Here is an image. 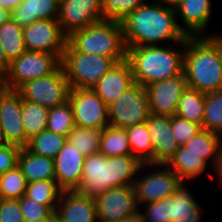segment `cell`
<instances>
[{"label": "cell", "instance_id": "obj_22", "mask_svg": "<svg viewBox=\"0 0 222 222\" xmlns=\"http://www.w3.org/2000/svg\"><path fill=\"white\" fill-rule=\"evenodd\" d=\"M134 84L131 66L127 60L116 63L92 87V90L109 106Z\"/></svg>", "mask_w": 222, "mask_h": 222}, {"label": "cell", "instance_id": "obj_35", "mask_svg": "<svg viewBox=\"0 0 222 222\" xmlns=\"http://www.w3.org/2000/svg\"><path fill=\"white\" fill-rule=\"evenodd\" d=\"M202 129L222 135V90L205 93Z\"/></svg>", "mask_w": 222, "mask_h": 222}, {"label": "cell", "instance_id": "obj_31", "mask_svg": "<svg viewBox=\"0 0 222 222\" xmlns=\"http://www.w3.org/2000/svg\"><path fill=\"white\" fill-rule=\"evenodd\" d=\"M0 43L9 63L17 59L26 51L23 27L10 18L0 26Z\"/></svg>", "mask_w": 222, "mask_h": 222}, {"label": "cell", "instance_id": "obj_50", "mask_svg": "<svg viewBox=\"0 0 222 222\" xmlns=\"http://www.w3.org/2000/svg\"><path fill=\"white\" fill-rule=\"evenodd\" d=\"M118 222H141V217L139 212L137 214H134L130 217L124 218Z\"/></svg>", "mask_w": 222, "mask_h": 222}, {"label": "cell", "instance_id": "obj_5", "mask_svg": "<svg viewBox=\"0 0 222 222\" xmlns=\"http://www.w3.org/2000/svg\"><path fill=\"white\" fill-rule=\"evenodd\" d=\"M67 43L76 52L110 57L117 63L126 60L127 49L122 25L118 21L101 20L91 24L73 32L67 37Z\"/></svg>", "mask_w": 222, "mask_h": 222}, {"label": "cell", "instance_id": "obj_33", "mask_svg": "<svg viewBox=\"0 0 222 222\" xmlns=\"http://www.w3.org/2000/svg\"><path fill=\"white\" fill-rule=\"evenodd\" d=\"M62 192L56 180H39L27 183L25 196L46 206H57Z\"/></svg>", "mask_w": 222, "mask_h": 222}, {"label": "cell", "instance_id": "obj_48", "mask_svg": "<svg viewBox=\"0 0 222 222\" xmlns=\"http://www.w3.org/2000/svg\"><path fill=\"white\" fill-rule=\"evenodd\" d=\"M10 15L11 12L9 10H6L0 6V26L11 18Z\"/></svg>", "mask_w": 222, "mask_h": 222}, {"label": "cell", "instance_id": "obj_51", "mask_svg": "<svg viewBox=\"0 0 222 222\" xmlns=\"http://www.w3.org/2000/svg\"><path fill=\"white\" fill-rule=\"evenodd\" d=\"M36 222H57L56 214L54 213L50 218H46Z\"/></svg>", "mask_w": 222, "mask_h": 222}, {"label": "cell", "instance_id": "obj_17", "mask_svg": "<svg viewBox=\"0 0 222 222\" xmlns=\"http://www.w3.org/2000/svg\"><path fill=\"white\" fill-rule=\"evenodd\" d=\"M212 0H183L176 8V19L186 37L208 36L212 20ZM181 21V22H179Z\"/></svg>", "mask_w": 222, "mask_h": 222}, {"label": "cell", "instance_id": "obj_11", "mask_svg": "<svg viewBox=\"0 0 222 222\" xmlns=\"http://www.w3.org/2000/svg\"><path fill=\"white\" fill-rule=\"evenodd\" d=\"M61 65V59L51 53L25 51L11 61L7 68L9 90L17 91L26 82L53 73Z\"/></svg>", "mask_w": 222, "mask_h": 222}, {"label": "cell", "instance_id": "obj_37", "mask_svg": "<svg viewBox=\"0 0 222 222\" xmlns=\"http://www.w3.org/2000/svg\"><path fill=\"white\" fill-rule=\"evenodd\" d=\"M26 188V178L18 165L0 176V199H20Z\"/></svg>", "mask_w": 222, "mask_h": 222}, {"label": "cell", "instance_id": "obj_44", "mask_svg": "<svg viewBox=\"0 0 222 222\" xmlns=\"http://www.w3.org/2000/svg\"><path fill=\"white\" fill-rule=\"evenodd\" d=\"M214 33L206 36L218 49V52L220 54L221 62H222V33L213 31Z\"/></svg>", "mask_w": 222, "mask_h": 222}, {"label": "cell", "instance_id": "obj_25", "mask_svg": "<svg viewBox=\"0 0 222 222\" xmlns=\"http://www.w3.org/2000/svg\"><path fill=\"white\" fill-rule=\"evenodd\" d=\"M18 167L27 183L39 180H55L54 159L36 155L21 148L18 156Z\"/></svg>", "mask_w": 222, "mask_h": 222}, {"label": "cell", "instance_id": "obj_14", "mask_svg": "<svg viewBox=\"0 0 222 222\" xmlns=\"http://www.w3.org/2000/svg\"><path fill=\"white\" fill-rule=\"evenodd\" d=\"M57 20L63 34L68 37L103 20L102 0H61Z\"/></svg>", "mask_w": 222, "mask_h": 222}, {"label": "cell", "instance_id": "obj_38", "mask_svg": "<svg viewBox=\"0 0 222 222\" xmlns=\"http://www.w3.org/2000/svg\"><path fill=\"white\" fill-rule=\"evenodd\" d=\"M147 0H102L103 20L121 22Z\"/></svg>", "mask_w": 222, "mask_h": 222}, {"label": "cell", "instance_id": "obj_43", "mask_svg": "<svg viewBox=\"0 0 222 222\" xmlns=\"http://www.w3.org/2000/svg\"><path fill=\"white\" fill-rule=\"evenodd\" d=\"M214 173H215V178H217L216 182L218 184V187L222 188V144L218 152V159L216 166L213 168V174Z\"/></svg>", "mask_w": 222, "mask_h": 222}, {"label": "cell", "instance_id": "obj_18", "mask_svg": "<svg viewBox=\"0 0 222 222\" xmlns=\"http://www.w3.org/2000/svg\"><path fill=\"white\" fill-rule=\"evenodd\" d=\"M0 129L5 144L26 147V134L22 119V97L9 90L1 100Z\"/></svg>", "mask_w": 222, "mask_h": 222}, {"label": "cell", "instance_id": "obj_46", "mask_svg": "<svg viewBox=\"0 0 222 222\" xmlns=\"http://www.w3.org/2000/svg\"><path fill=\"white\" fill-rule=\"evenodd\" d=\"M8 91L7 72L4 68L0 67V93H7Z\"/></svg>", "mask_w": 222, "mask_h": 222}, {"label": "cell", "instance_id": "obj_15", "mask_svg": "<svg viewBox=\"0 0 222 222\" xmlns=\"http://www.w3.org/2000/svg\"><path fill=\"white\" fill-rule=\"evenodd\" d=\"M94 199L98 222H118L139 210L133 185L108 189Z\"/></svg>", "mask_w": 222, "mask_h": 222}, {"label": "cell", "instance_id": "obj_10", "mask_svg": "<svg viewBox=\"0 0 222 222\" xmlns=\"http://www.w3.org/2000/svg\"><path fill=\"white\" fill-rule=\"evenodd\" d=\"M109 125L127 128L144 123L150 116L146 88L134 83L108 106Z\"/></svg>", "mask_w": 222, "mask_h": 222}, {"label": "cell", "instance_id": "obj_16", "mask_svg": "<svg viewBox=\"0 0 222 222\" xmlns=\"http://www.w3.org/2000/svg\"><path fill=\"white\" fill-rule=\"evenodd\" d=\"M187 87L183 72L176 77L146 86L150 113L161 116L176 115L179 99Z\"/></svg>", "mask_w": 222, "mask_h": 222}, {"label": "cell", "instance_id": "obj_41", "mask_svg": "<svg viewBox=\"0 0 222 222\" xmlns=\"http://www.w3.org/2000/svg\"><path fill=\"white\" fill-rule=\"evenodd\" d=\"M0 222H24L18 199H0Z\"/></svg>", "mask_w": 222, "mask_h": 222}, {"label": "cell", "instance_id": "obj_12", "mask_svg": "<svg viewBox=\"0 0 222 222\" xmlns=\"http://www.w3.org/2000/svg\"><path fill=\"white\" fill-rule=\"evenodd\" d=\"M68 101L72 107L75 126L104 129L109 125V110L92 88L70 90Z\"/></svg>", "mask_w": 222, "mask_h": 222}, {"label": "cell", "instance_id": "obj_9", "mask_svg": "<svg viewBox=\"0 0 222 222\" xmlns=\"http://www.w3.org/2000/svg\"><path fill=\"white\" fill-rule=\"evenodd\" d=\"M70 90V84L60 65L53 73L26 82L17 92L22 99L50 109L67 102Z\"/></svg>", "mask_w": 222, "mask_h": 222}, {"label": "cell", "instance_id": "obj_39", "mask_svg": "<svg viewBox=\"0 0 222 222\" xmlns=\"http://www.w3.org/2000/svg\"><path fill=\"white\" fill-rule=\"evenodd\" d=\"M18 200L21 212L24 216V222H36L50 218L55 213V209L57 207L40 204L25 195Z\"/></svg>", "mask_w": 222, "mask_h": 222}, {"label": "cell", "instance_id": "obj_45", "mask_svg": "<svg viewBox=\"0 0 222 222\" xmlns=\"http://www.w3.org/2000/svg\"><path fill=\"white\" fill-rule=\"evenodd\" d=\"M24 0H0V6L10 12L18 7Z\"/></svg>", "mask_w": 222, "mask_h": 222}, {"label": "cell", "instance_id": "obj_8", "mask_svg": "<svg viewBox=\"0 0 222 222\" xmlns=\"http://www.w3.org/2000/svg\"><path fill=\"white\" fill-rule=\"evenodd\" d=\"M182 182L166 164L143 163L133 184L138 207L173 195Z\"/></svg>", "mask_w": 222, "mask_h": 222}, {"label": "cell", "instance_id": "obj_19", "mask_svg": "<svg viewBox=\"0 0 222 222\" xmlns=\"http://www.w3.org/2000/svg\"><path fill=\"white\" fill-rule=\"evenodd\" d=\"M85 155L68 140L54 158L55 180L63 191L76 190L82 178Z\"/></svg>", "mask_w": 222, "mask_h": 222}, {"label": "cell", "instance_id": "obj_30", "mask_svg": "<svg viewBox=\"0 0 222 222\" xmlns=\"http://www.w3.org/2000/svg\"><path fill=\"white\" fill-rule=\"evenodd\" d=\"M49 108L22 99V119L28 141L47 128Z\"/></svg>", "mask_w": 222, "mask_h": 222}, {"label": "cell", "instance_id": "obj_13", "mask_svg": "<svg viewBox=\"0 0 222 222\" xmlns=\"http://www.w3.org/2000/svg\"><path fill=\"white\" fill-rule=\"evenodd\" d=\"M23 39L27 51L51 53L60 59L67 43L57 19L37 20L23 27Z\"/></svg>", "mask_w": 222, "mask_h": 222}, {"label": "cell", "instance_id": "obj_4", "mask_svg": "<svg viewBox=\"0 0 222 222\" xmlns=\"http://www.w3.org/2000/svg\"><path fill=\"white\" fill-rule=\"evenodd\" d=\"M183 73L190 88L203 93L222 90L220 54L206 36L186 37Z\"/></svg>", "mask_w": 222, "mask_h": 222}, {"label": "cell", "instance_id": "obj_20", "mask_svg": "<svg viewBox=\"0 0 222 222\" xmlns=\"http://www.w3.org/2000/svg\"><path fill=\"white\" fill-rule=\"evenodd\" d=\"M57 222H98L95 199L63 191L55 209Z\"/></svg>", "mask_w": 222, "mask_h": 222}, {"label": "cell", "instance_id": "obj_34", "mask_svg": "<svg viewBox=\"0 0 222 222\" xmlns=\"http://www.w3.org/2000/svg\"><path fill=\"white\" fill-rule=\"evenodd\" d=\"M102 130L103 129L74 126V128L69 133L67 140L73 144L83 155H92L99 152Z\"/></svg>", "mask_w": 222, "mask_h": 222}, {"label": "cell", "instance_id": "obj_3", "mask_svg": "<svg viewBox=\"0 0 222 222\" xmlns=\"http://www.w3.org/2000/svg\"><path fill=\"white\" fill-rule=\"evenodd\" d=\"M175 44V45H174ZM185 42L127 48L134 83L144 87L183 72Z\"/></svg>", "mask_w": 222, "mask_h": 222}, {"label": "cell", "instance_id": "obj_49", "mask_svg": "<svg viewBox=\"0 0 222 222\" xmlns=\"http://www.w3.org/2000/svg\"><path fill=\"white\" fill-rule=\"evenodd\" d=\"M8 66H9V62L6 59L4 50L0 43V67L4 68L7 71Z\"/></svg>", "mask_w": 222, "mask_h": 222}, {"label": "cell", "instance_id": "obj_26", "mask_svg": "<svg viewBox=\"0 0 222 222\" xmlns=\"http://www.w3.org/2000/svg\"><path fill=\"white\" fill-rule=\"evenodd\" d=\"M221 144L222 135L201 129L183 146L189 149V152L199 154L214 168L217 163Z\"/></svg>", "mask_w": 222, "mask_h": 222}, {"label": "cell", "instance_id": "obj_1", "mask_svg": "<svg viewBox=\"0 0 222 222\" xmlns=\"http://www.w3.org/2000/svg\"><path fill=\"white\" fill-rule=\"evenodd\" d=\"M150 1L121 21L126 49L185 42L186 35L178 26L175 9Z\"/></svg>", "mask_w": 222, "mask_h": 222}, {"label": "cell", "instance_id": "obj_40", "mask_svg": "<svg viewBox=\"0 0 222 222\" xmlns=\"http://www.w3.org/2000/svg\"><path fill=\"white\" fill-rule=\"evenodd\" d=\"M172 134L179 146H183L194 137L202 127L177 115L171 116Z\"/></svg>", "mask_w": 222, "mask_h": 222}, {"label": "cell", "instance_id": "obj_7", "mask_svg": "<svg viewBox=\"0 0 222 222\" xmlns=\"http://www.w3.org/2000/svg\"><path fill=\"white\" fill-rule=\"evenodd\" d=\"M117 62L98 54L76 52L68 43L61 59L70 88H92Z\"/></svg>", "mask_w": 222, "mask_h": 222}, {"label": "cell", "instance_id": "obj_53", "mask_svg": "<svg viewBox=\"0 0 222 222\" xmlns=\"http://www.w3.org/2000/svg\"><path fill=\"white\" fill-rule=\"evenodd\" d=\"M6 93H0V108H1V100H2V97L5 95Z\"/></svg>", "mask_w": 222, "mask_h": 222}, {"label": "cell", "instance_id": "obj_52", "mask_svg": "<svg viewBox=\"0 0 222 222\" xmlns=\"http://www.w3.org/2000/svg\"><path fill=\"white\" fill-rule=\"evenodd\" d=\"M5 142L3 140V137H2V133H1V129H0V146L4 145Z\"/></svg>", "mask_w": 222, "mask_h": 222}, {"label": "cell", "instance_id": "obj_23", "mask_svg": "<svg viewBox=\"0 0 222 222\" xmlns=\"http://www.w3.org/2000/svg\"><path fill=\"white\" fill-rule=\"evenodd\" d=\"M166 165L183 181L189 182L200 179L206 175L211 179L214 178L213 167L199 154L189 152L184 146H179L176 153L170 158ZM212 168V169H211Z\"/></svg>", "mask_w": 222, "mask_h": 222}, {"label": "cell", "instance_id": "obj_2", "mask_svg": "<svg viewBox=\"0 0 222 222\" xmlns=\"http://www.w3.org/2000/svg\"><path fill=\"white\" fill-rule=\"evenodd\" d=\"M142 162L132 155L106 157L100 152L85 156L80 195L96 198L106 190L133 185Z\"/></svg>", "mask_w": 222, "mask_h": 222}, {"label": "cell", "instance_id": "obj_47", "mask_svg": "<svg viewBox=\"0 0 222 222\" xmlns=\"http://www.w3.org/2000/svg\"><path fill=\"white\" fill-rule=\"evenodd\" d=\"M167 7L175 9L183 0H155Z\"/></svg>", "mask_w": 222, "mask_h": 222}, {"label": "cell", "instance_id": "obj_28", "mask_svg": "<svg viewBox=\"0 0 222 222\" xmlns=\"http://www.w3.org/2000/svg\"><path fill=\"white\" fill-rule=\"evenodd\" d=\"M205 93L187 87L180 97L176 115L203 127Z\"/></svg>", "mask_w": 222, "mask_h": 222}, {"label": "cell", "instance_id": "obj_42", "mask_svg": "<svg viewBox=\"0 0 222 222\" xmlns=\"http://www.w3.org/2000/svg\"><path fill=\"white\" fill-rule=\"evenodd\" d=\"M21 147L12 144L0 146V176L18 165Z\"/></svg>", "mask_w": 222, "mask_h": 222}, {"label": "cell", "instance_id": "obj_29", "mask_svg": "<svg viewBox=\"0 0 222 222\" xmlns=\"http://www.w3.org/2000/svg\"><path fill=\"white\" fill-rule=\"evenodd\" d=\"M132 156L142 163H153V146L147 123L125 128Z\"/></svg>", "mask_w": 222, "mask_h": 222}, {"label": "cell", "instance_id": "obj_32", "mask_svg": "<svg viewBox=\"0 0 222 222\" xmlns=\"http://www.w3.org/2000/svg\"><path fill=\"white\" fill-rule=\"evenodd\" d=\"M67 137L47 129L32 137L25 147L31 153L54 159L63 148Z\"/></svg>", "mask_w": 222, "mask_h": 222}, {"label": "cell", "instance_id": "obj_24", "mask_svg": "<svg viewBox=\"0 0 222 222\" xmlns=\"http://www.w3.org/2000/svg\"><path fill=\"white\" fill-rule=\"evenodd\" d=\"M59 2L57 0H24L11 11V19L25 27L37 20L57 19Z\"/></svg>", "mask_w": 222, "mask_h": 222}, {"label": "cell", "instance_id": "obj_36", "mask_svg": "<svg viewBox=\"0 0 222 222\" xmlns=\"http://www.w3.org/2000/svg\"><path fill=\"white\" fill-rule=\"evenodd\" d=\"M75 122L69 101L49 109L47 130L68 137Z\"/></svg>", "mask_w": 222, "mask_h": 222}, {"label": "cell", "instance_id": "obj_27", "mask_svg": "<svg viewBox=\"0 0 222 222\" xmlns=\"http://www.w3.org/2000/svg\"><path fill=\"white\" fill-rule=\"evenodd\" d=\"M99 152L106 157L132 155L124 128L108 125L101 132Z\"/></svg>", "mask_w": 222, "mask_h": 222}, {"label": "cell", "instance_id": "obj_21", "mask_svg": "<svg viewBox=\"0 0 222 222\" xmlns=\"http://www.w3.org/2000/svg\"><path fill=\"white\" fill-rule=\"evenodd\" d=\"M146 123L153 146V163L166 164L179 148L172 134L171 116L150 114Z\"/></svg>", "mask_w": 222, "mask_h": 222}, {"label": "cell", "instance_id": "obj_6", "mask_svg": "<svg viewBox=\"0 0 222 222\" xmlns=\"http://www.w3.org/2000/svg\"><path fill=\"white\" fill-rule=\"evenodd\" d=\"M190 183L182 182L163 200L139 206L141 222H201L206 210L193 195Z\"/></svg>", "mask_w": 222, "mask_h": 222}]
</instances>
